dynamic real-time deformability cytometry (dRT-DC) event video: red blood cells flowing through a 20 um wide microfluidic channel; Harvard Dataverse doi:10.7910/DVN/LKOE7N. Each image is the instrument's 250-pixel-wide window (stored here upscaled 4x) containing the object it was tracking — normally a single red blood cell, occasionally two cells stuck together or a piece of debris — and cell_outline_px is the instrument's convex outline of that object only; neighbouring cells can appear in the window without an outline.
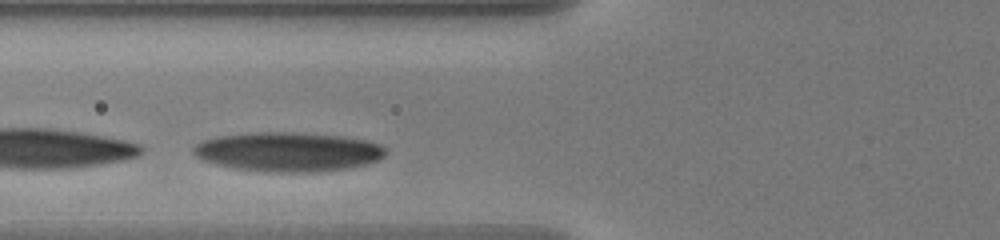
{"species": "human", "species_latin": "Homo sapiens", "temperature_condition": "warm", "stored_images_in_passage": 32, "camera_frame_rate_fps": 3000, "um_per_image_px": 0.085, "donor": {"sex": "male"}, "frame": {"image": 1, "passage_image": 6, "time_ms": 1.667, "image_size_px": [1000, 240], "cell_outline_px": [[388, 152], [380, 160], [348, 168], [316, 172], [268, 172], [236, 168], [216, 164], [204, 160], [196, 156], [192, 152], [192, 148], [196, 144], [204, 140], [216, 136], [256, 132], [292, 132], [340, 136], [368, 140], [380, 144], [388, 148]], "centroid_in_image_um": [24.52, 12.9], "position_along_channel_um": 101.3, "area_um2": 44.22}}
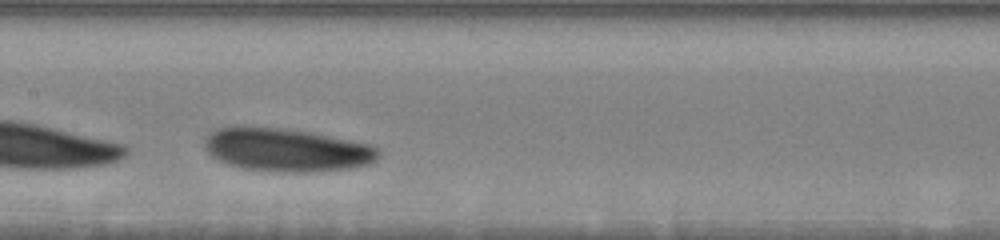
{"frame": {"image": 2, "passage_image": 13, "time_ms": 4.0, "image_size_px": [1000, 240], "cell_outline_px": [[380, 156], [376, 160], [368, 164], [352, 168], [304, 172], [268, 172], [240, 168], [228, 164], [212, 156], [204, 148], [204, 140], [208, 132], [216, 128], [236, 124], [240, 124], [280, 128], [308, 132], [368, 144], [380, 148]], "centroid_in_image_um": [24.27, 12.72], "position_along_channel_um": 183.1, "area_um2": 44.45}}
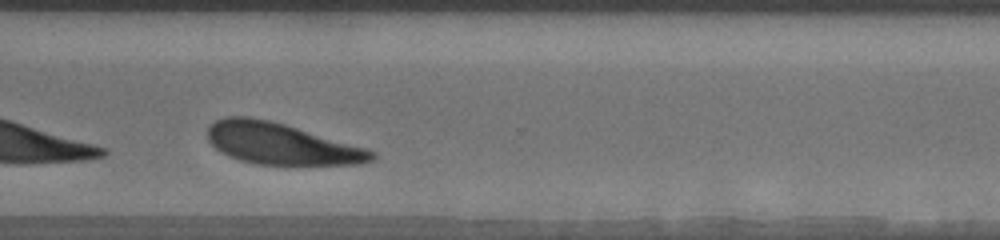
{"frame": {"image": 3, "passage_image": 27, "time_ms": 8.667, "image_size_px": [1000, 240], "cell_outline_px": [[376, 156], [372, 160], [360, 164], [256, 164], [240, 160], [228, 156], [220, 152], [208, 140], [208, 128], [216, 120], [228, 116], [248, 116], [268, 120], [284, 124], [368, 148], [376, 152]], "centroid_in_image_um": [23.9, 12.22], "position_along_channel_um": 346.7, "area_um2": 39.3}, "authors_computed_cell_mechanics": {"area_um2": 43.1766, "velocity_mm_per_s": 3.5071, "shape_relaxation_time_tau1_ms": 1.1026, "shape_relaxation_time_tau2_ms": 10.0725, "deformation_change_tau1": 0.0612, "deformation_change_tau2": 0.2157}}